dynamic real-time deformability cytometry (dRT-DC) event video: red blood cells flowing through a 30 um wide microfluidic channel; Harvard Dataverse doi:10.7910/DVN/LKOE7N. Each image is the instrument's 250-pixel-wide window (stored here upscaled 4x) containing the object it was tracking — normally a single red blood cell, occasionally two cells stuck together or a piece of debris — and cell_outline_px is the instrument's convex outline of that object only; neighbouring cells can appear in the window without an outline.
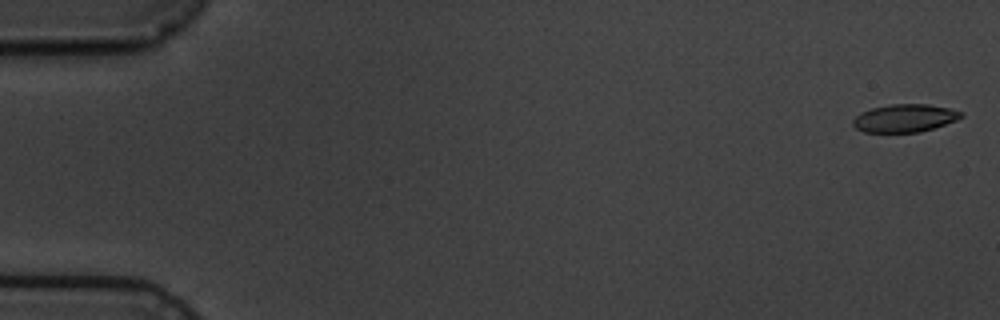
{"species": "common noctule bat (a hibernating species)", "species_latin": "Nyctalus noctula", "temperature_condition": "cold", "stored_images_in_passage": 6, "camera_frame_rate_fps": 3000, "um_per_image_px": 0.085, "animal": {"sex": "male", "body_mass_g": 19.5, "forearm_length_mm": 54.6}, "frame": {"image": 1, "passage_image": 1, "time_ms": 0.0, "image_size_px": [1000, 320], "cell_outline_px": [[964, 116], [956, 120], [920, 132], [864, 132], [856, 128], [852, 124], [852, 120], [860, 112], [872, 108], [892, 104], [928, 104], [948, 108], [964, 112]], "centroid_in_image_um": [76.89, 10.04], "position_along_channel_um": 8.1, "area_um2": 17.51}}
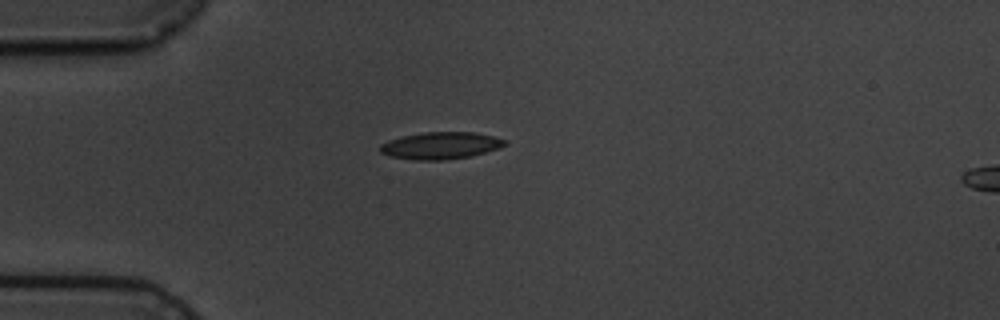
{"frame": {"image": 2, "passage_image": 5, "time_ms": 4.667, "image_size_px": [1000, 320], "cell_outline_px": [[508, 144], [500, 148], [472, 156], [444, 160], [416, 160], [392, 156], [380, 152], [380, 144], [388, 140], [404, 136], [424, 132], [472, 132], [492, 136], [508, 140]], "centroid_in_image_um": [37.5, 12.37], "position_along_channel_um": 47.5, "area_um2": 19.65}}